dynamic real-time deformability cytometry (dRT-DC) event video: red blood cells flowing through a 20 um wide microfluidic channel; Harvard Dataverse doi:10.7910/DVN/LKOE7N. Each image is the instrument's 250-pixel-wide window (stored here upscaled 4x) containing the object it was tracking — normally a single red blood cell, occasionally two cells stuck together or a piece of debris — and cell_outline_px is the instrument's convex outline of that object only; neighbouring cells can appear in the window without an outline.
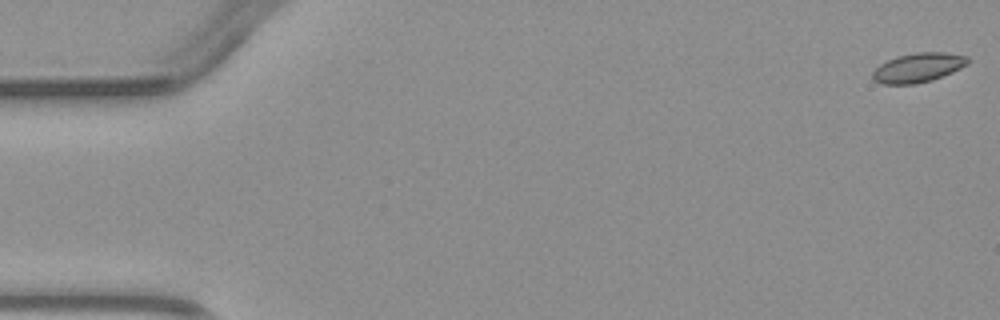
{"species": "common noctule bat (a hibernating species)", "species_latin": "Nyctalus noctula", "temperature_condition": "warm", "stored_images_in_passage": 5, "camera_frame_rate_fps": 3000, "um_per_image_px": 0.085, "animal": {"sex": "male", "body_mass_g": 23.1, "forearm_length_mm": 52.7}, "frame": {"image": 1, "passage_image": 1, "time_ms": 0.0, "image_size_px": [1000, 320], "cell_outline_px": [[972, 60], [968, 64], [952, 72], [932, 80], [916, 84], [884, 84], [872, 80], [872, 72], [880, 64], [896, 56], [916, 52], [944, 52], [968, 56]], "centroid_in_image_um": [78.06, 5.74], "position_along_channel_um": 6.9, "area_um2": 16.42}}
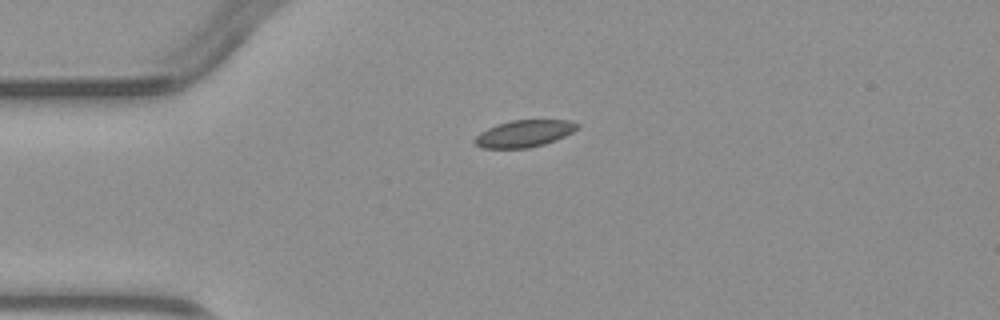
{"frame": {"image": 2, "passage_image": 4, "time_ms": 3.667, "image_size_px": [1000, 320], "cell_outline_px": [[580, 128], [556, 140], [544, 144], [528, 148], [480, 148], [472, 140], [480, 132], [496, 124], [512, 120], [572, 120], [580, 124]], "centroid_in_image_um": [44.57, 11.35], "position_along_channel_um": 40.4, "area_um2": 16.24}}
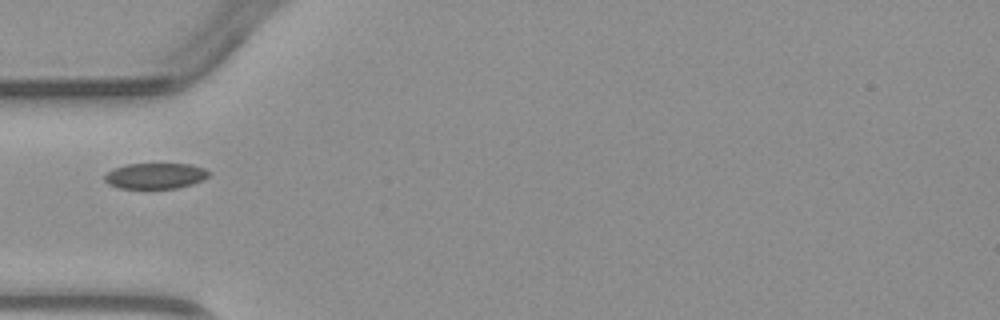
{"frame": {"image": 3, "passage_image": 5, "time_ms": 5.0, "image_size_px": [1000, 320], "cell_outline_px": [[212, 172], [208, 176], [192, 184], [176, 188], [120, 188], [108, 184], [104, 180], [104, 176], [112, 168], [124, 164], [192, 164], [204, 168]], "centroid_in_image_um": [13.19, 14.93], "position_along_channel_um": 71.8, "area_um2": 15.66}}